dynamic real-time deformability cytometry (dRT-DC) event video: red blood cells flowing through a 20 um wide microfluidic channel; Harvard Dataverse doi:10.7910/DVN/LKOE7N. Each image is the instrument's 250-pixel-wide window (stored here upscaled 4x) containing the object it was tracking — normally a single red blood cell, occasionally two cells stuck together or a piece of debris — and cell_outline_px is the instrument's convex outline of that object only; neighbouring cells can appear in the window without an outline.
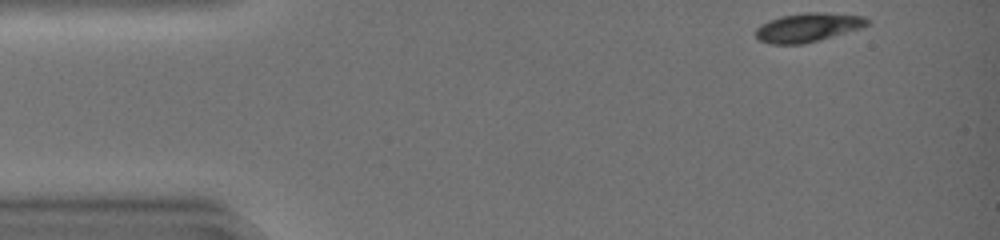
{"species": "common noctule bat (a hibernating species)", "species_latin": "Nyctalus noctula", "temperature_condition": "warm", "stored_images_in_passage": 17, "camera_frame_rate_fps": 3000, "um_per_image_px": 0.085, "animal": {"sex": "female", "body_mass_g": 19.0, "forearm_length_mm": 51.5}, "frame": {"image": 1, "passage_image": 1, "time_ms": 0.0, "image_size_px": [1000, 240], "cell_outline_px": [[868, 24], [864, 28], [820, 40], [804, 44], [768, 44], [760, 40], [756, 36], [756, 28], [760, 24], [768, 20], [780, 16], [804, 12], [828, 12], [864, 16], [868, 20]], "centroid_in_image_um": [68.69, 2.32], "position_along_channel_um": 16.3, "area_um2": 19.13}}
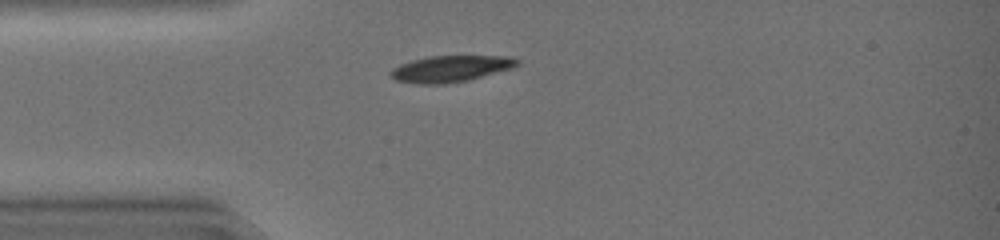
{"frame": {"image": 2, "passage_image": 9, "time_ms": 2.667, "image_size_px": [1000, 240], "cell_outline_px": [[520, 64], [512, 68], [468, 80], [444, 84], [416, 84], [396, 80], [388, 76], [388, 72], [392, 68], [400, 64], [412, 60], [428, 56], [512, 56], [520, 60]], "centroid_in_image_um": [38.28, 5.84], "position_along_channel_um": 46.7, "area_um2": 19.65}}